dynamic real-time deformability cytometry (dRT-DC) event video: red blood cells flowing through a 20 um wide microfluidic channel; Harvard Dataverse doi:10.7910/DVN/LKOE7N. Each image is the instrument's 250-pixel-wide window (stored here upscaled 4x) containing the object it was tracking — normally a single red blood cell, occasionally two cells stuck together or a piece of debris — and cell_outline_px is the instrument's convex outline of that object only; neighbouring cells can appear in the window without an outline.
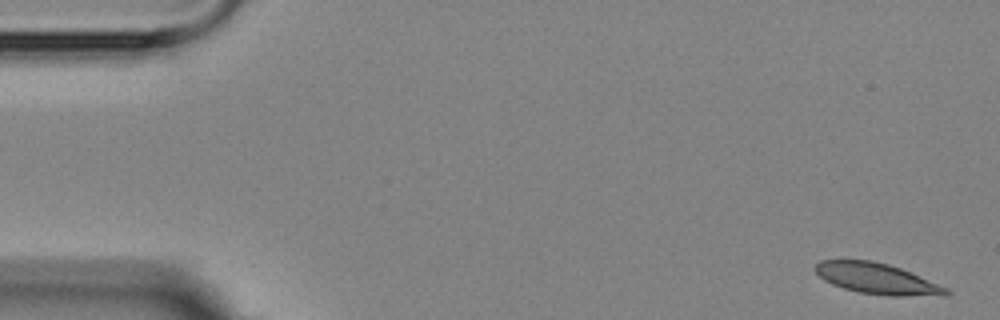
{"species": "Egyptian fruit bat (a non-hibernating species)", "species_latin": "Rousettus aegyptiacus", "temperature_condition": "room temperature", "stored_images_in_passage": 5, "camera_frame_rate_fps": 3000, "um_per_image_px": 0.085, "animal": {"sex": "female"}, "frame": {"image": 1, "passage_image": 1, "time_ms": 0.0, "image_size_px": [1000, 320], "cell_outline_px": [[952, 292], [948, 296], [888, 296], [860, 292], [844, 288], [832, 284], [824, 280], [812, 268], [820, 260], [872, 260], [888, 264], [900, 268], [948, 288]], "centroid_in_image_um": [74.57, 23.69], "position_along_channel_um": 10.4, "area_um2": 23.58}}
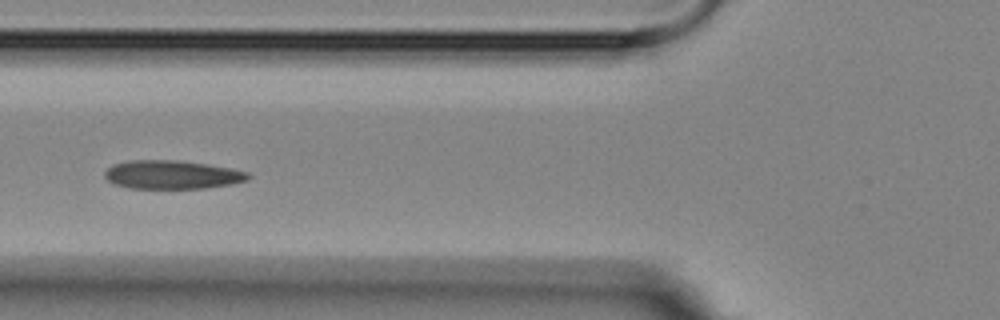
{"frame": {"image": 2, "passage_image": 4, "time_ms": 6.333, "image_size_px": [1000, 320], "cell_outline_px": [[252, 176], [248, 180], [232, 184], [204, 188], [128, 188], [112, 184], [104, 176], [104, 172], [112, 164], [128, 160], [176, 160], [208, 164], [232, 168], [248, 172]], "centroid_in_image_um": [14.62, 14.84], "position_along_channel_um": 111.2, "area_um2": 24.1}}
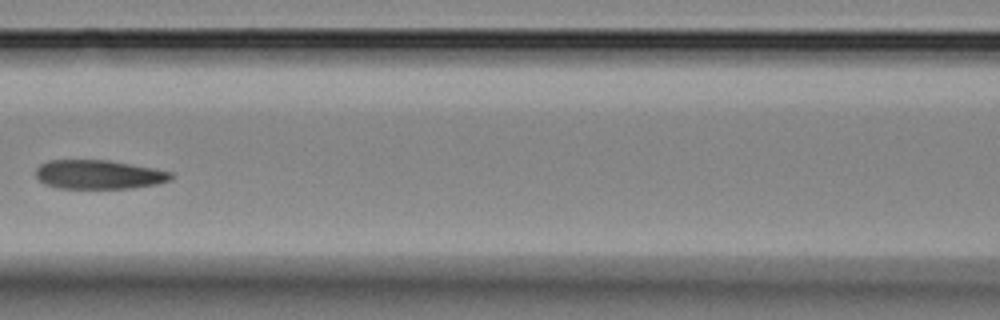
{"frame": {"image": 3, "passage_image": 5, "time_ms": 7.667, "image_size_px": [1000, 320], "cell_outline_px": [[172, 180], [156, 184], [128, 188], [56, 188], [44, 184], [36, 176], [36, 168], [40, 164], [48, 160], [108, 160], [152, 168], [172, 172]], "centroid_in_image_um": [8.36, 14.83], "position_along_channel_um": 158.2, "area_um2": 22.77}}